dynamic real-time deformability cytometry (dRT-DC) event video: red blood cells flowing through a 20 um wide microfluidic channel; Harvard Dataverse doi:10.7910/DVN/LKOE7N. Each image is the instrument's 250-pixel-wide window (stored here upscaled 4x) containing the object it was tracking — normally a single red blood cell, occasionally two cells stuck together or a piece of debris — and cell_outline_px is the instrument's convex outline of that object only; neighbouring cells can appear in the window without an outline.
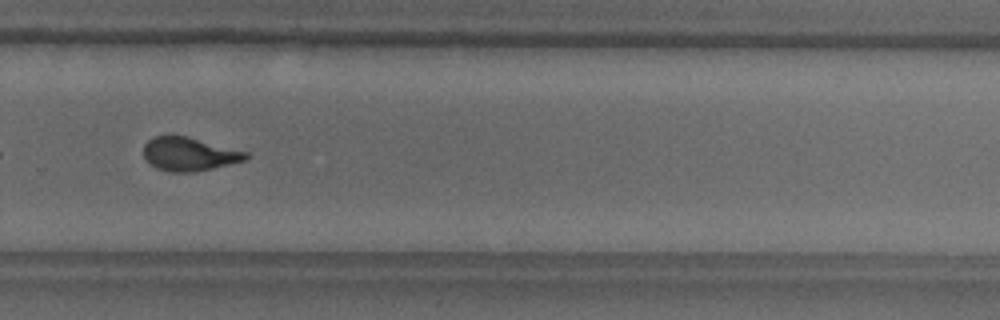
{"species": "common noctule bat (a hibernating species)", "species_latin": "Nyctalus noctula", "temperature_condition": "warm", "stored_images_in_passage": 40, "camera_frame_rate_fps": 3000, "um_per_image_px": 0.085, "animal": {"sex": "male", "body_mass_g": 18.8}, "frame": {"image": 1, "passage_image": 23, "time_ms": 7.333, "image_size_px": [1000, 320], "cell_outline_px": [[252, 156], [248, 160], [196, 172], [168, 172], [156, 168], [148, 164], [144, 156], [144, 144], [152, 136], [188, 136], [248, 152]], "centroid_in_image_um": [16.11, 13.11], "position_along_channel_um": 313.7, "area_um2": 20.35}, "authors_computed_cell_mechanics": {"area_um2": 20.7502, "velocity_mm_per_s": 3.8641, "shape_relaxation_time_tau1_ms": 4.6959, "shape_relaxation_time_tau2_ms": 0.8968, "deformation_change_tau1": 0.1617, "deformation_change_tau2": 0.0611}}